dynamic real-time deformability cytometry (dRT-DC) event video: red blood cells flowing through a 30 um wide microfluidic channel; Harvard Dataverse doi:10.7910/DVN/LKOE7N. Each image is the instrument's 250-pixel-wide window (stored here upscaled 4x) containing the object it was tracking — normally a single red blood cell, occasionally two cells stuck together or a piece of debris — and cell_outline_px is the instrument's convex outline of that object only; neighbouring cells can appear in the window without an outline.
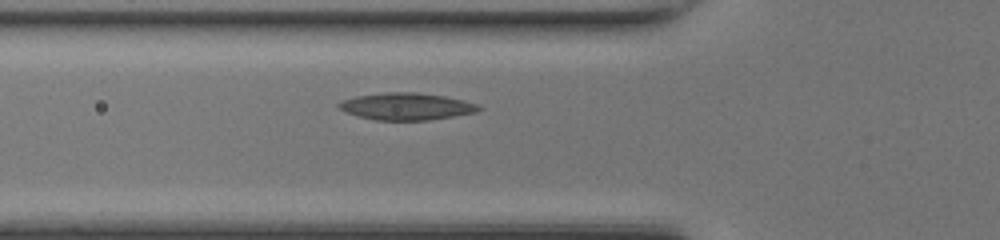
{"species": "common noctule bat (a hibernating species)", "species_latin": "Nyctalus noctula", "temperature_condition": "room temperature", "stored_images_in_passage": 32, "camera_frame_rate_fps": 3000, "um_per_image_px": 0.085, "animal": {"sex": "female", "body_mass_g": 17.0, "forearm_length_mm": 48.0}, "frame": {"image": 1, "passage_image": 3, "time_ms": 0.667, "image_size_px": [1000, 240], "cell_outline_px": [[484, 108], [476, 112], [428, 120], [376, 120], [360, 116], [348, 112], [340, 108], [336, 104], [340, 100], [356, 96], [388, 92], [416, 92], [444, 96], [464, 100], [480, 104]], "centroid_in_image_um": [34.58, 9.03], "position_along_channel_um": 91.2, "area_um2": 21.96}}
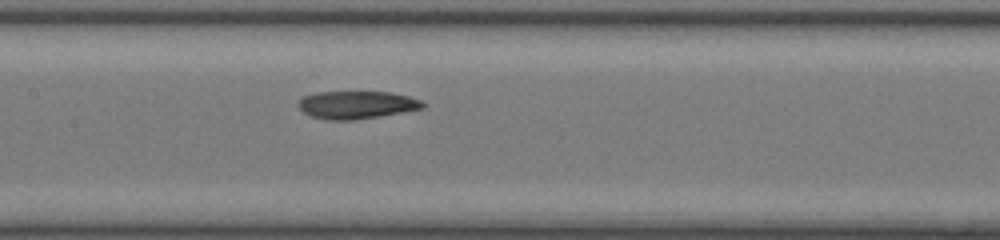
{"frame": {"image": 2, "passage_image": 9, "time_ms": 2.667, "image_size_px": [1000, 240], "cell_outline_px": [[428, 104], [424, 108], [352, 120], [328, 120], [312, 116], [304, 112], [296, 104], [300, 96], [316, 92], [392, 92], [408, 96], [420, 100]], "centroid_in_image_um": [30.28, 8.9], "position_along_channel_um": 177.1, "area_um2": 20.11}}
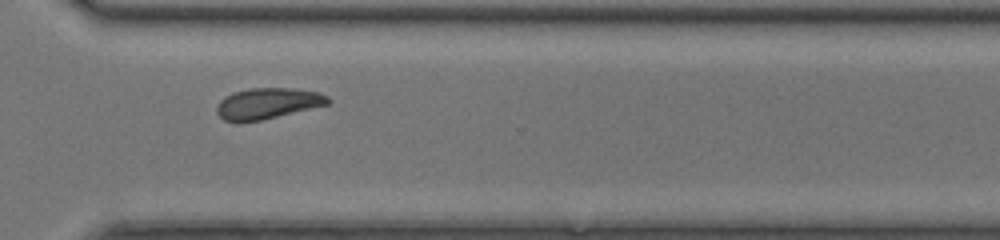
{"frame": {"image": 3, "passage_image": 21, "time_ms": 6.667, "image_size_px": [1000, 240], "cell_outline_px": [[332, 100], [328, 104], [260, 120], [224, 120], [216, 112], [216, 108], [220, 100], [224, 96], [232, 92], [248, 88], [292, 88], [320, 92], [328, 96]], "centroid_in_image_um": [22.76, 8.75], "position_along_channel_um": 347.8, "area_um2": 19.77}}